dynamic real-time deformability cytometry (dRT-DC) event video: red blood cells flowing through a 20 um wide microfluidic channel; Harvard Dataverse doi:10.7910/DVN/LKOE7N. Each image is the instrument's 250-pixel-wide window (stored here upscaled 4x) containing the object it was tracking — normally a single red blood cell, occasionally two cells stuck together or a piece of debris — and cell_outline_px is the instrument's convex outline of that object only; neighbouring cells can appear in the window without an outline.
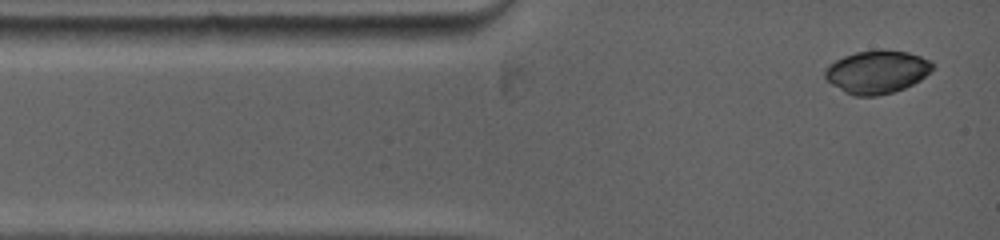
{"species": "common noctule bat (a hibernating species)", "species_latin": "Nyctalus noctula", "temperature_condition": "warm", "stored_images_in_passage": 35, "camera_frame_rate_fps": 5000, "um_per_image_px": 0.085, "animal": {"sex": "female", "body_mass_g": 19.0, "forearm_length_mm": 53.3}, "frame": {"image": 1, "passage_image": 1, "time_ms": 0.0, "image_size_px": [1000, 240], "cell_outline_px": [[936, 64], [920, 80], [904, 88], [892, 92], [876, 96], [856, 96], [844, 92], [832, 84], [824, 76], [824, 72], [828, 64], [844, 56], [856, 52], [880, 48], [908, 52], [932, 60]], "centroid_in_image_um": [74.54, 6.09], "position_along_channel_um": 10.5, "area_um2": 27.11}}
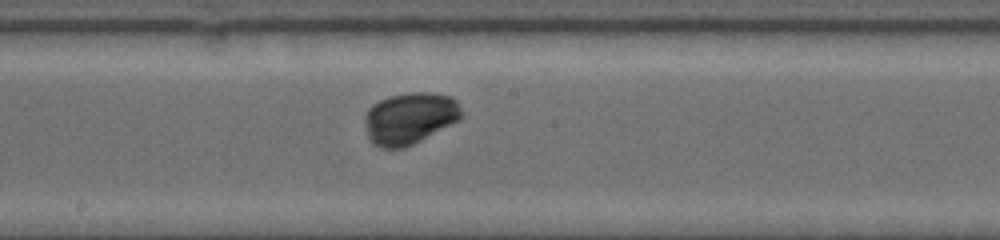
{"frame": {"image": 2, "passage_image": 20, "time_ms": 6.2, "image_size_px": [1000, 240], "cell_outline_px": [[464, 116], [460, 120], [404, 148], [380, 148], [372, 144], [368, 140], [364, 124], [364, 112], [372, 104], [388, 96], [408, 92], [432, 92], [452, 96], [456, 100]], "centroid_in_image_um": [34.79, 10.04], "position_along_channel_um": 213.4, "area_um2": 29.65}}
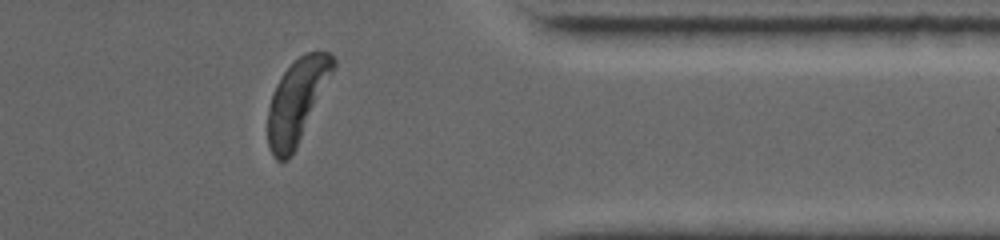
{"frame": {"image": 3, "passage_image": 35, "time_ms": 11.0, "image_size_px": [1000, 240], "cell_outline_px": [[336, 68], [292, 156], [288, 160], [276, 160], [268, 148], [268, 108], [272, 92], [276, 84], [284, 72], [300, 56], [308, 52], [328, 52], [336, 60]], "centroid_in_image_um": [25.25, 8.6], "position_along_channel_um": 386.2, "area_um2": 31.73}, "authors_computed_cell_mechanics": {"area_um2": 28.8422, "velocity_mm_per_s": 3.8866, "shape_relaxation_time_tau1_ms": 3.8987, "shape_relaxation_time_tau2_ms": null, "deformation_change_tau1": 0.2396, "deformation_change_tau2": null}}